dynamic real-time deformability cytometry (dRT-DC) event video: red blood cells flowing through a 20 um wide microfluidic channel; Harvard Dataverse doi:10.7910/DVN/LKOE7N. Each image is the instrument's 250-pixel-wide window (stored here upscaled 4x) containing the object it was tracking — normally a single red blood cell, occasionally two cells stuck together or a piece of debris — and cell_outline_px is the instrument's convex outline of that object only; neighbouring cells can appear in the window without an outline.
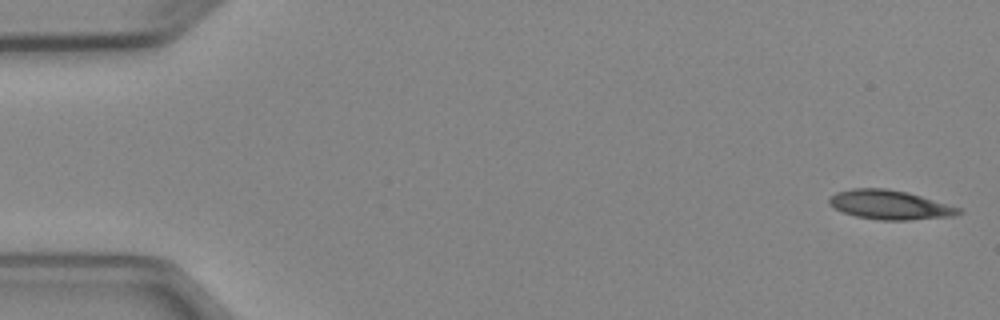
{"species": "Egyptian fruit bat (a non-hibernating species)", "species_latin": "Rousettus aegyptiacus", "temperature_condition": "cold", "stored_images_in_passage": 7, "camera_frame_rate_fps": 3000, "um_per_image_px": 0.085, "animal": {"sex": "female"}, "frame": {"image": 1, "passage_image": 1, "time_ms": 0.0, "image_size_px": [1000, 320], "cell_outline_px": [[964, 212], [956, 216], [908, 220], [880, 220], [856, 216], [844, 212], [828, 204], [828, 200], [836, 192], [852, 188], [888, 188], [908, 192], [964, 208]], "centroid_in_image_um": [75.72, 17.41], "position_along_channel_um": 9.3, "area_um2": 22.31}}
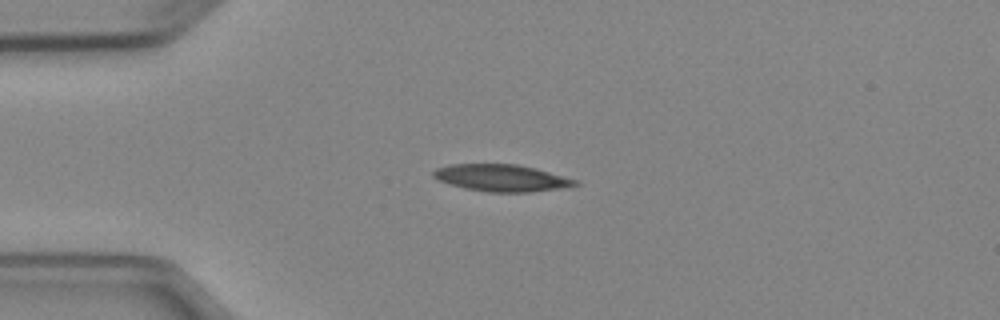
{"frame": {"image": 2, "passage_image": 4, "time_ms": 3.667, "image_size_px": [1000, 320], "cell_outline_px": [[580, 184], [572, 188], [528, 192], [488, 192], [464, 188], [440, 180], [432, 176], [432, 172], [436, 168], [448, 164], [516, 164], [536, 168], [580, 180]], "centroid_in_image_um": [42.74, 15.13], "position_along_channel_um": 42.3, "area_um2": 22.6}}
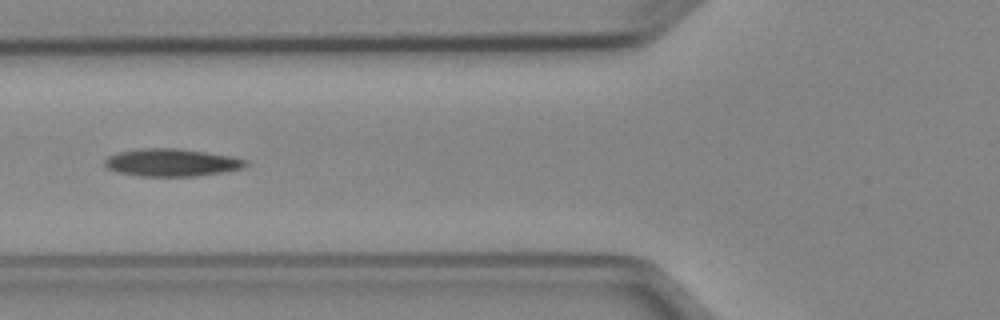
{"frame": {"image": 3, "passage_image": 6, "time_ms": 6.0, "image_size_px": [1000, 320], "cell_outline_px": [[248, 164], [240, 168], [220, 172], [196, 176], [140, 176], [116, 172], [108, 168], [104, 164], [104, 160], [108, 156], [120, 152], [140, 148], [176, 148], [204, 152], [228, 156], [248, 160]], "centroid_in_image_um": [14.53, 13.81], "position_along_channel_um": 111.3, "area_um2": 22.37}}